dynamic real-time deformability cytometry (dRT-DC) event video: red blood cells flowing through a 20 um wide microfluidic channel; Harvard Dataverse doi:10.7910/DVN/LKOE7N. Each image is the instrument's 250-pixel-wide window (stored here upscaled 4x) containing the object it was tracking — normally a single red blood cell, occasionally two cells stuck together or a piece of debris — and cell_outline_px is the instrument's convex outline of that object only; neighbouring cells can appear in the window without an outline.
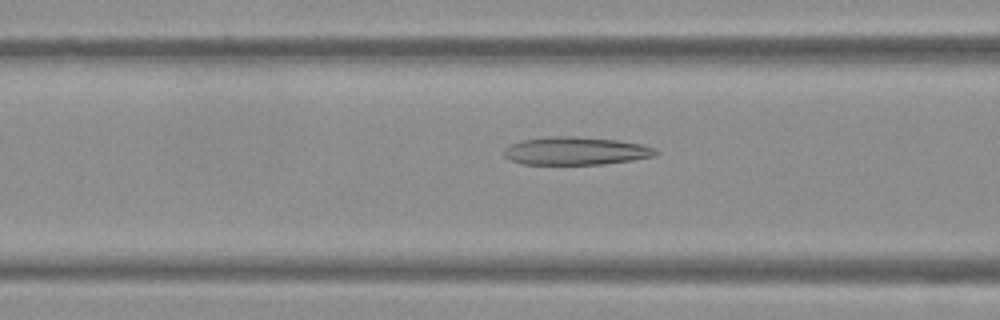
{"species": "Egyptian fruit bat (a non-hibernating species)", "species_latin": "Rousettus aegyptiacus", "temperature_condition": "warm", "stored_images_in_passage": 53, "camera_frame_rate_fps": 3000, "um_per_image_px": 0.085, "frame": {"image": 1, "passage_image": 21, "time_ms": 6.667, "image_size_px": [1000, 320], "cell_outline_px": [[660, 152], [656, 156], [632, 160], [604, 164], [520, 164], [508, 160], [504, 156], [504, 148], [508, 144], [524, 140], [548, 136], [576, 136], [616, 140], [640, 144], [656, 148]], "centroid_in_image_um": [48.92, 12.83], "position_along_channel_um": 117.7, "area_um2": 24.97}}
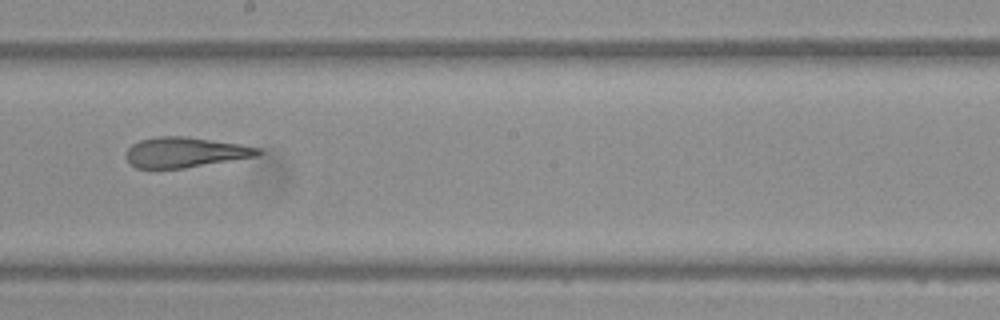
{"frame": {"image": 2, "passage_image": 30, "time_ms": 9.667, "image_size_px": [1000, 320], "cell_outline_px": [[264, 152], [256, 156], [184, 168], [136, 168], [124, 156], [128, 148], [132, 144], [140, 140], [160, 136], [188, 136], [240, 144], [260, 148]], "centroid_in_image_um": [15.73, 12.93], "position_along_channel_um": 232.5, "area_um2": 23.18}}
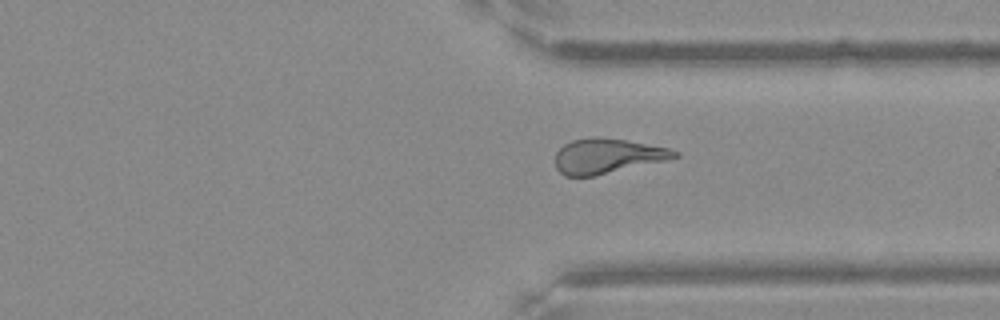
{"frame": {"image": 3, "passage_image": 40, "time_ms": 13.0, "image_size_px": [1000, 320], "cell_outline_px": [[680, 156], [664, 160], [596, 176], [564, 176], [556, 168], [556, 152], [564, 144], [572, 140], [592, 136], [596, 136], [624, 140], [668, 148], [680, 152]], "centroid_in_image_um": [51.58, 13.26], "position_along_channel_um": 359.8, "area_um2": 24.1}, "authors_computed_cell_mechanics": {"area_um2": 25.3164, "velocity_mm_per_s": 3.8204, "shape_relaxation_time_tau1_ms": null, "shape_relaxation_time_tau2_ms": 2.1564, "deformation_change_tau1": null, "deformation_change_tau2": 0.1377}}